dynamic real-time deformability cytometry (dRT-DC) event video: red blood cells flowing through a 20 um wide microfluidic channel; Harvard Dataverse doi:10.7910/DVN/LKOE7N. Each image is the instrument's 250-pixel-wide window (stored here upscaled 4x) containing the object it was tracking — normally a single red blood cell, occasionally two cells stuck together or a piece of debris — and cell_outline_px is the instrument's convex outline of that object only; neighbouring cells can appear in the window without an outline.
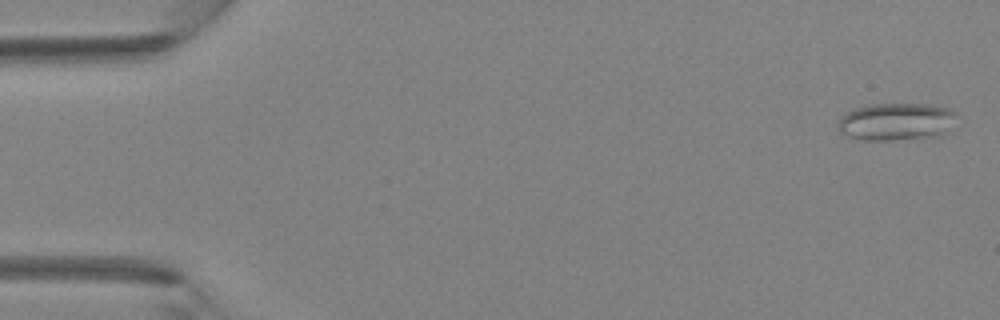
{"species": "Egyptian fruit bat (a non-hibernating species)", "species_latin": "Rousettus aegyptiacus", "temperature_condition": "room temperature", "stored_images_in_passage": 44, "camera_frame_rate_fps": 3000, "um_per_image_px": 0.085, "animal": {"sex": "female"}, "frame": {"image": 1, "passage_image": 1, "time_ms": 0.0, "image_size_px": [1000, 320], "cell_outline_px": [[956, 116], [948, 132], [936, 136], [892, 140], [864, 140], [848, 136], [840, 132], [836, 124], [852, 108], [872, 104], [928, 104], [948, 108], [956, 112]], "centroid_in_image_um": [76.19, 10.34], "position_along_channel_um": 8.8, "area_um2": 25.89}}
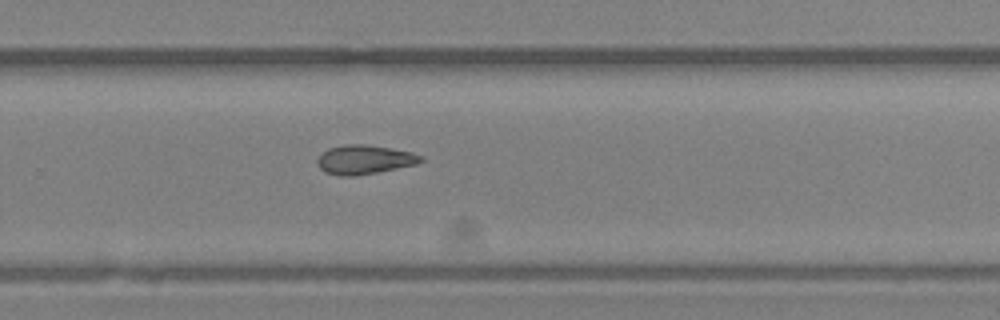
{"frame": {"image": 2, "passage_image": 29, "time_ms": 9.333, "image_size_px": [1000, 320], "cell_outline_px": [[424, 160], [416, 164], [376, 172], [352, 176], [340, 176], [324, 172], [316, 164], [316, 160], [328, 148], [344, 144], [364, 144], [392, 148], [412, 152], [424, 156]], "centroid_in_image_um": [30.97, 13.56], "position_along_channel_um": 298.8, "area_um2": 17.57}}
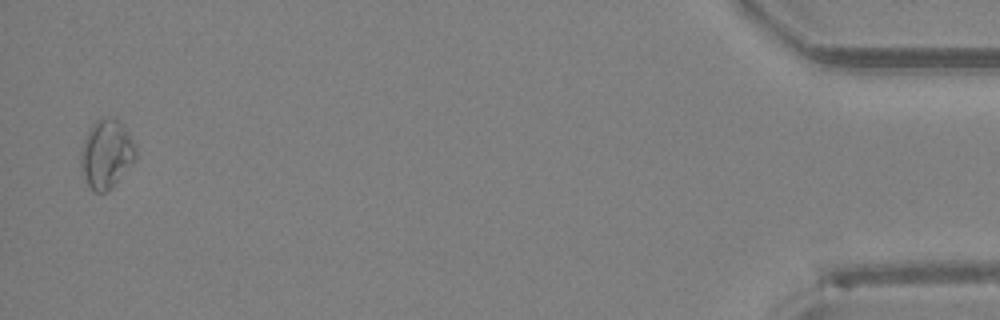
{"frame": {"image": 3, "passage_image": 43, "time_ms": 14.0, "image_size_px": [1000, 320], "cell_outline_px": [[136, 156], [132, 164], [112, 188], [104, 192], [92, 192], [80, 168], [80, 152], [84, 140], [92, 124], [100, 116], [108, 116], [116, 120], [124, 128], [136, 144]], "centroid_in_image_um": [9.03, 13.09], "position_along_channel_um": 426.2, "area_um2": 22.02}}